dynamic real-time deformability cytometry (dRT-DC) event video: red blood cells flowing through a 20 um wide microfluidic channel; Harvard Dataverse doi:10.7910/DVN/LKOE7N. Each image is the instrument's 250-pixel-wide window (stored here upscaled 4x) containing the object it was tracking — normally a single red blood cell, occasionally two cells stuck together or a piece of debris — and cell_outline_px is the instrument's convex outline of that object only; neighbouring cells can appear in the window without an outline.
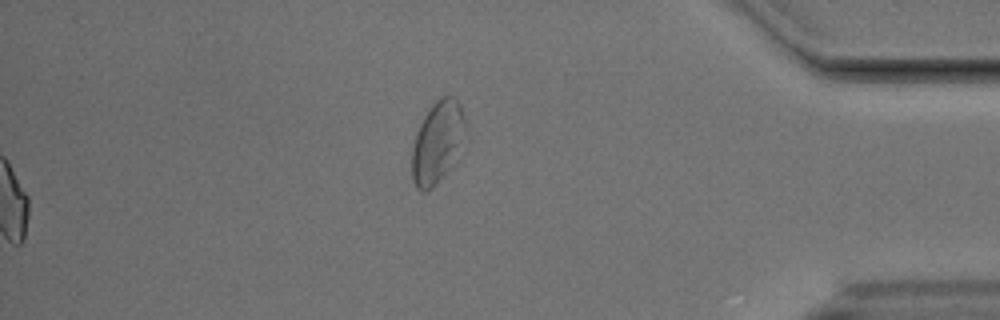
{"species": "Egyptian fruit bat (a non-hibernating species)", "species_latin": "Rousettus aegyptiacus", "temperature_condition": "cold", "stored_images_in_passage": 41, "camera_frame_rate_fps": 3000, "um_per_image_px": 0.085, "animal": {"sex": "male"}, "frame": {"image": 1, "passage_image": 41, "time_ms": 13.333, "image_size_px": [1000, 320], "cell_outline_px": [[468, 124], [444, 172], [432, 188], [424, 192], [420, 192], [416, 188], [412, 180], [412, 148], [420, 124], [424, 116], [432, 104], [440, 96], [456, 96], [460, 104]], "centroid_in_image_um": [37.13, 12.01], "position_along_channel_um": 398.1, "area_um2": 24.57}, "authors_computed_cell_mechanics": {"area_um2": 20.1722, "velocity_mm_per_s": 3.7693, "shape_relaxation_time_tau1_ms": null, "shape_relaxation_time_tau2_ms": 3.4491, "deformation_change_tau1": null, "deformation_change_tau2": 0.0838}}